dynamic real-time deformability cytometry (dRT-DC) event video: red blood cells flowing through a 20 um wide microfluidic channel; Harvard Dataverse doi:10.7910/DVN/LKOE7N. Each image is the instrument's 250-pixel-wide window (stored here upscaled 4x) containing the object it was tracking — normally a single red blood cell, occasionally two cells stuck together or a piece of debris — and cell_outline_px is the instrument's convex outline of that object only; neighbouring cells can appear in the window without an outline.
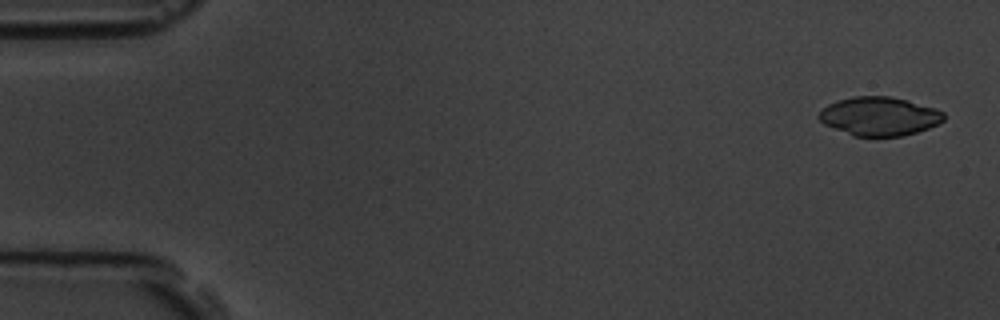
{"species": "common noctule bat (a hibernating species)", "species_latin": "Nyctalus noctula", "temperature_condition": "room temperature", "stored_images_in_passage": 5, "camera_frame_rate_fps": 3000, "um_per_image_px": 0.085, "animal": {"sex": "male", "body_mass_g": 19.5, "forearm_length_mm": 54.6}, "frame": {"image": 1, "passage_image": 1, "time_ms": 0.0, "image_size_px": [1000, 320], "cell_outline_px": [[944, 120], [940, 124], [916, 132], [900, 136], [852, 136], [824, 124], [816, 116], [828, 104], [836, 100], [852, 96], [888, 96], [908, 100], [936, 108], [944, 112]], "centroid_in_image_um": [74.74, 9.88], "position_along_channel_um": 10.3, "area_um2": 28.32}}